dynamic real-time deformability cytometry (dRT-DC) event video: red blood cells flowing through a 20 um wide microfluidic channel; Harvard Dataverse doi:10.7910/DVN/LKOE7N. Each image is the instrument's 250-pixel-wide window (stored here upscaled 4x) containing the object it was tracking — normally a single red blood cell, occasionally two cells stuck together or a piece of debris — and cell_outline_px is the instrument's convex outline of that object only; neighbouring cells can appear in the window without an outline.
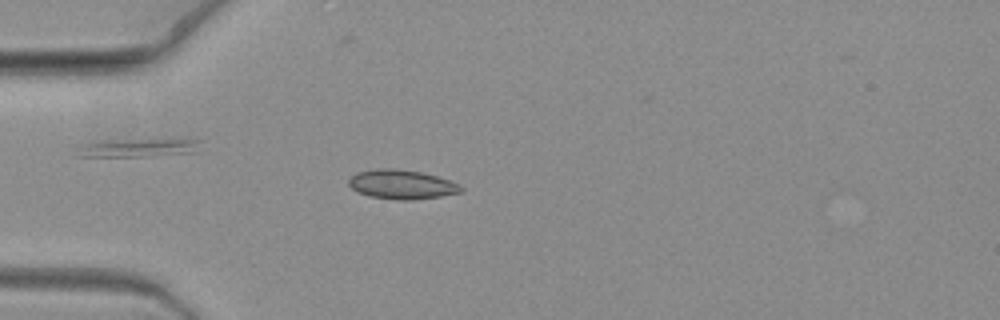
{"species": "common noctule bat (a hibernating species)", "species_latin": "Nyctalus noctula", "temperature_condition": "warm", "stored_images_in_passage": 8, "camera_frame_rate_fps": 3000, "um_per_image_px": 0.085, "animal": {"sex": "female", "body_mass_g": 19.3, "forearm_length_mm": 54.1}, "frame": {"image": 1, "passage_image": 5, "time_ms": 1.333, "image_size_px": [1000, 320], "cell_outline_px": [[464, 192], [440, 196], [412, 200], [396, 200], [368, 196], [356, 192], [348, 184], [348, 180], [356, 172], [376, 168], [396, 168], [420, 172], [436, 176], [460, 184], [464, 188]], "centroid_in_image_um": [34.13, 15.68], "position_along_channel_um": 50.9, "area_um2": 19.36}}
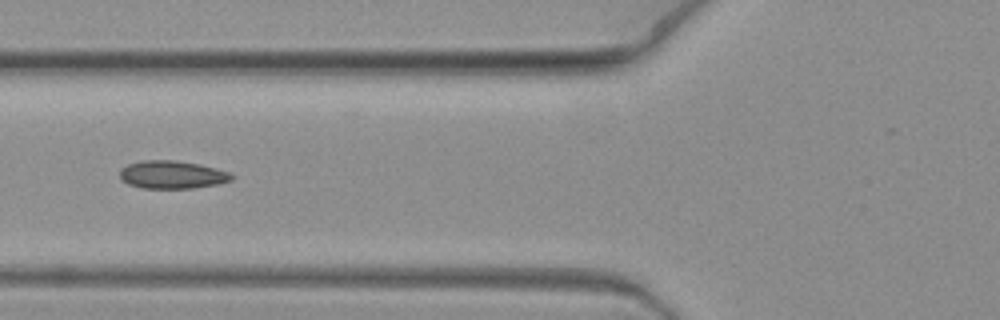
{"frame": {"image": 2, "passage_image": 7, "time_ms": 2.0, "image_size_px": [1000, 320], "cell_outline_px": [[236, 176], [232, 180], [216, 184], [192, 188], [140, 188], [128, 184], [120, 180], [120, 168], [128, 164], [144, 160], [176, 160], [200, 164], [232, 172]], "centroid_in_image_um": [14.64, 14.84], "position_along_channel_um": 111.2, "area_um2": 18.44}}